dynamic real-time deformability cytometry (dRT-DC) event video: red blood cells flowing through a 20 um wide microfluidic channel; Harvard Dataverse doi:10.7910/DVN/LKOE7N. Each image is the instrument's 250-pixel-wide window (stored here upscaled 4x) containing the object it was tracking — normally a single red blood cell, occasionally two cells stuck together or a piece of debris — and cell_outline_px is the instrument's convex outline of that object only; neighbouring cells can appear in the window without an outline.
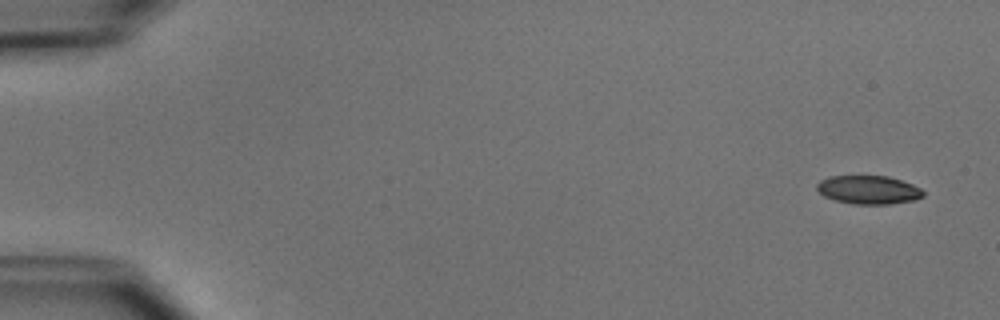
{"species": "common noctule bat (a hibernating species)", "species_latin": "Nyctalus noctula", "temperature_condition": "cold", "stored_images_in_passage": 4, "camera_frame_rate_fps": 3000, "um_per_image_px": 0.085, "animal": {"sex": "male", "body_mass_g": 15.6}, "frame": {"image": 1, "passage_image": 1, "time_ms": 0.0, "image_size_px": [1000, 320], "cell_outline_px": [[924, 196], [916, 200], [888, 204], [852, 204], [836, 200], [824, 196], [816, 188], [816, 184], [820, 180], [828, 176], [888, 176], [912, 184], [920, 188], [924, 192]], "centroid_in_image_um": [73.82, 16.13], "position_along_channel_um": 11.2, "area_um2": 17.69}}
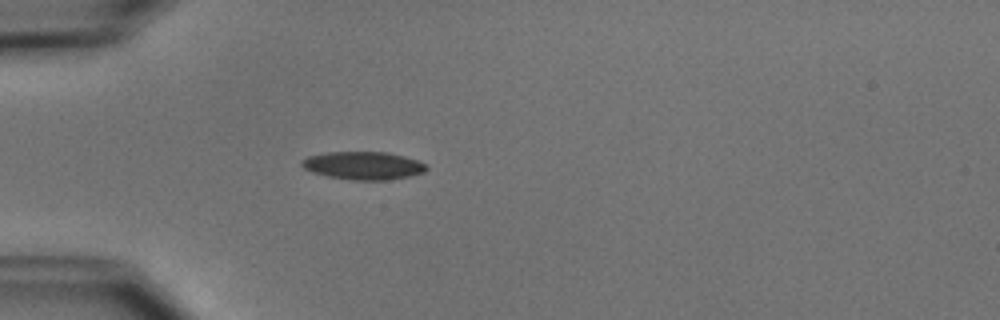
{"frame": {"image": 2, "passage_image": 4, "time_ms": 4.333, "image_size_px": [1000, 320], "cell_outline_px": [[428, 168], [424, 172], [412, 176], [388, 180], [352, 180], [328, 176], [312, 172], [304, 168], [300, 164], [300, 160], [308, 156], [328, 152], [388, 152], [404, 156], [416, 160], [424, 164]], "centroid_in_image_um": [30.87, 14.07], "position_along_channel_um": 54.1, "area_um2": 20.35}}